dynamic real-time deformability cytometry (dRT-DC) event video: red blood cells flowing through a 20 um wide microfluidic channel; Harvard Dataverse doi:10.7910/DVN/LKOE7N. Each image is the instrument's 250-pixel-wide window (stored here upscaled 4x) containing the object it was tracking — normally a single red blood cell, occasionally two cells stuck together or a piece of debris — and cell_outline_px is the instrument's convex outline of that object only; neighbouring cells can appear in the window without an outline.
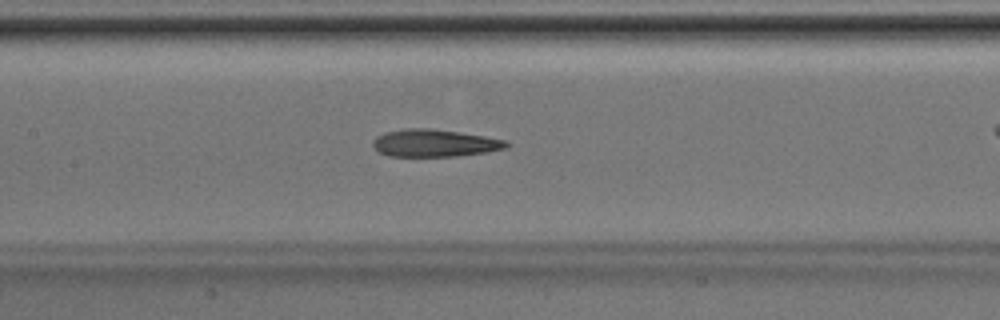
{"species": "Egyptian fruit bat (a non-hibernating species)", "species_latin": "Rousettus aegyptiacus", "temperature_condition": "room temperature", "stored_images_in_passage": 37, "camera_frame_rate_fps": 3000, "um_per_image_px": 0.085, "animal": {"sex": "male"}, "frame": {"image": 1, "passage_image": 22, "time_ms": 7.0, "image_size_px": [1000, 320], "cell_outline_px": [[508, 144], [504, 148], [488, 152], [456, 156], [388, 156], [380, 152], [372, 144], [372, 140], [376, 136], [384, 132], [404, 128], [432, 128], [484, 136], [508, 140]], "centroid_in_image_um": [36.91, 12.15], "position_along_channel_um": 170.5, "area_um2": 21.33}}